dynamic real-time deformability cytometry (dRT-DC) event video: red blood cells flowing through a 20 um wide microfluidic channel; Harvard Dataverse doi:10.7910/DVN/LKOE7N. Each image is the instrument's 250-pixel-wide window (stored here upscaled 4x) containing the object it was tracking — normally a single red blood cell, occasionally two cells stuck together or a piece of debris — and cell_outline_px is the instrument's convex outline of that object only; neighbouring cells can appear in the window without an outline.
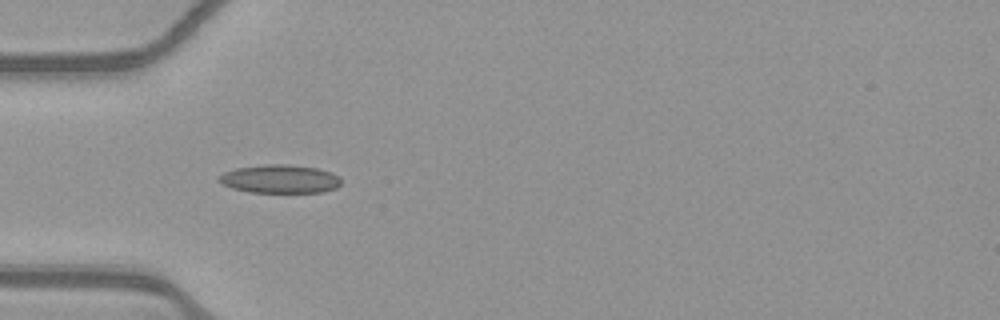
{"species": "common noctule bat (a hibernating species)", "species_latin": "Nyctalus noctula", "temperature_condition": "warm", "stored_images_in_passage": 37, "camera_frame_rate_fps": 3000, "um_per_image_px": 0.085, "animal": {"sex": "female", "body_mass_g": 21.9}, "frame": {"image": 1, "passage_image": 1, "time_ms": 0.0, "image_size_px": [1000, 320], "cell_outline_px": [[340, 184], [336, 188], [324, 192], [252, 192], [232, 188], [216, 180], [224, 172], [236, 168], [264, 164], [288, 164], [316, 168], [332, 172], [340, 180]], "centroid_in_image_um": [23.79, 15.2], "position_along_channel_um": 61.2, "area_um2": 20.11}}
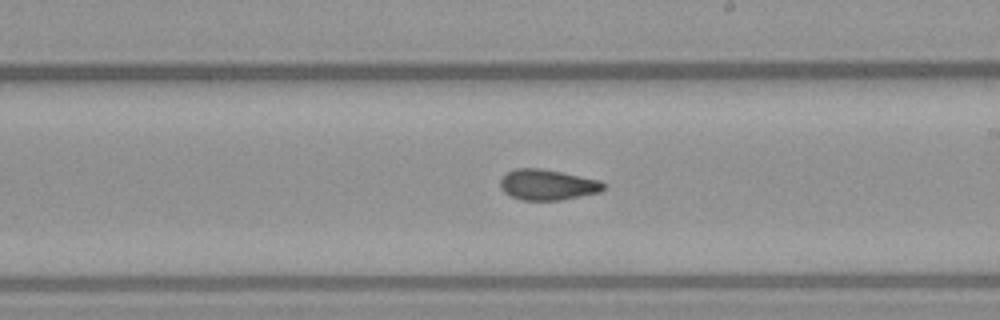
{"frame": {"image": 2, "passage_image": 15, "time_ms": 4.667, "image_size_px": [1000, 320], "cell_outline_px": [[604, 188], [600, 192], [560, 200], [524, 200], [512, 196], [504, 192], [500, 188], [500, 180], [508, 172], [516, 168], [540, 168], [600, 180], [604, 184]], "centroid_in_image_um": [46.53, 15.7], "position_along_channel_um": 242.5, "area_um2": 18.21}}
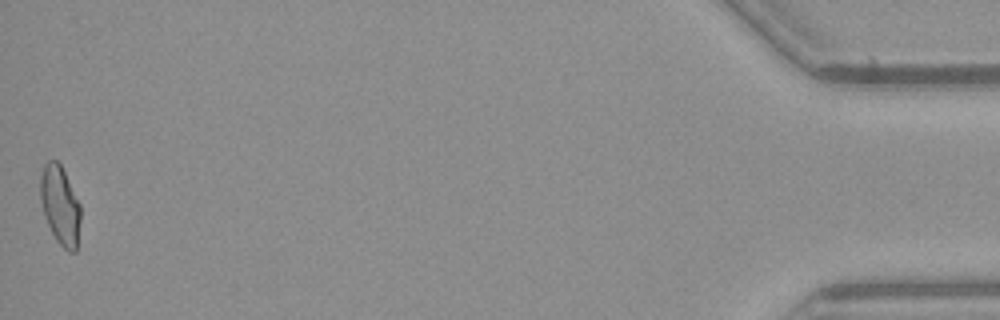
{"frame": {"image": 3, "passage_image": 37, "time_ms": 12.0, "image_size_px": [1000, 320], "cell_outline_px": [[80, 220], [76, 252], [68, 252], [56, 240], [48, 224], [40, 200], [40, 176], [44, 164], [48, 160], [56, 160], [60, 164], [80, 204]], "centroid_in_image_um": [5.11, 17.45], "position_along_channel_um": 430.1, "area_um2": 18.26}, "authors_computed_cell_mechanics": {"area_um2": 18.4382, "velocity_mm_per_s": 3.9093, "shape_relaxation_time_tau1_ms": null, "shape_relaxation_time_tau2_ms": 1.1266, "deformation_change_tau1": null, "deformation_change_tau2": 0.0675}}